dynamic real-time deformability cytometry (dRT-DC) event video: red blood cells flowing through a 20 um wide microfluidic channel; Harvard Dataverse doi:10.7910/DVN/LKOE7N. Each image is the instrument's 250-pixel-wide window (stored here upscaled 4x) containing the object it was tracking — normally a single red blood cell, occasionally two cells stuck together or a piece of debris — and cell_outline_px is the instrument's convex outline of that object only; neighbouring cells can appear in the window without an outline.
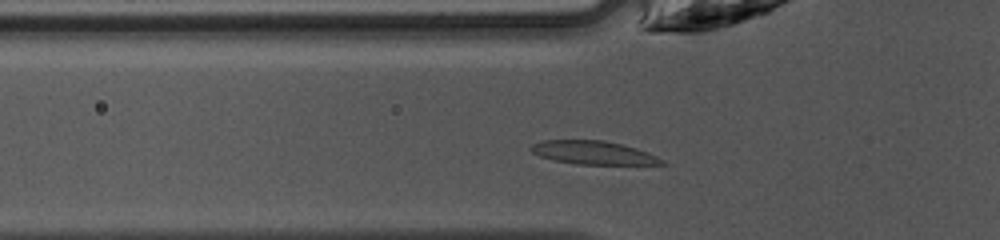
{"species": "common noctule bat (a hibernating species)", "species_latin": "Nyctalus noctula", "temperature_condition": "warm", "stored_images_in_passage": 33, "camera_frame_rate_fps": 3000, "um_per_image_px": 0.085, "animal": {"sex": "female", "body_mass_g": 10.0, "forearm_length_mm": 53.1}, "frame": {"image": 1, "passage_image": 2, "time_ms": 0.333, "image_size_px": [1000, 240], "cell_outline_px": [[668, 164], [576, 164], [552, 160], [540, 156], [532, 152], [528, 148], [532, 144], [544, 140], [604, 140], [636, 148], [648, 152], [664, 160]], "centroid_in_image_um": [50.41, 12.97], "position_along_channel_um": 75.4, "area_um2": 17.8}}
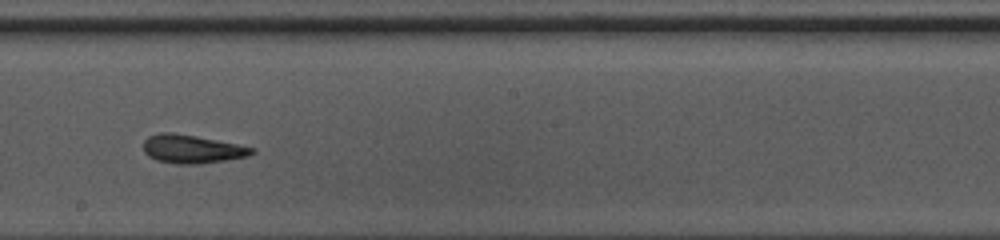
{"frame": {"image": 2, "passage_image": 13, "time_ms": 4.0, "image_size_px": [1000, 240], "cell_outline_px": [[256, 152], [248, 156], [224, 160], [196, 164], [176, 164], [156, 160], [148, 156], [144, 152], [144, 140], [148, 136], [160, 132], [172, 132], [196, 136], [256, 148]], "centroid_in_image_um": [16.3, 12.66], "position_along_channel_um": 231.9, "area_um2": 17.92}}
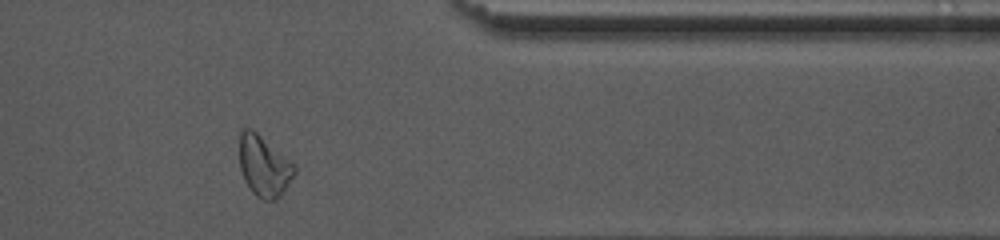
{"frame": {"image": 3, "passage_image": 25, "time_ms": 8.0, "image_size_px": [1000, 240], "cell_outline_px": [[296, 172], [280, 196], [276, 200], [264, 200], [256, 196], [252, 192], [244, 180], [240, 168], [240, 132], [244, 128], [252, 128], [288, 160], [296, 168]], "centroid_in_image_um": [22.41, 14.14], "position_along_channel_um": 389.0, "area_um2": 19.07}, "authors_computed_cell_mechanics": {"area_um2": 17.8024, "velocity_mm_per_s": 4.2429, "shape_relaxation_time_tau1_ms": 5.3858, "shape_relaxation_time_tau2_ms": 1.9045, "deformation_change_tau1": 0.1884, "deformation_change_tau2": 0.1034}}